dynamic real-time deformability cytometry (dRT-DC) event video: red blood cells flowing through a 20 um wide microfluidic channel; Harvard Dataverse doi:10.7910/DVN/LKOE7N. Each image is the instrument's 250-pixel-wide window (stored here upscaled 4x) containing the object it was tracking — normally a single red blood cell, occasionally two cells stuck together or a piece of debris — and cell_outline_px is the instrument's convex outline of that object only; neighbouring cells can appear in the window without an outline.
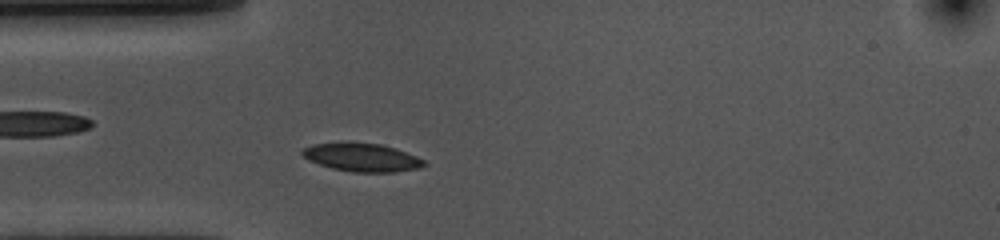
{"species": "common noctule bat (a hibernating species)", "species_latin": "Nyctalus noctula", "temperature_condition": "cold", "stored_images_in_passage": 44, "camera_frame_rate_fps": 3000, "um_per_image_px": 0.085, "animal": {"sex": "female", "body_mass_g": 10.0, "forearm_length_mm": 53.1}, "frame": {"image": 1, "passage_image": 7, "time_ms": 2.0, "image_size_px": [1000, 240], "cell_outline_px": [[428, 164], [420, 168], [392, 172], [352, 172], [332, 168], [308, 160], [300, 152], [304, 148], [312, 144], [344, 140], [348, 140], [380, 144], [396, 148], [416, 156], [424, 160]], "centroid_in_image_um": [30.74, 13.34], "position_along_channel_um": 54.3, "area_um2": 20.58}}
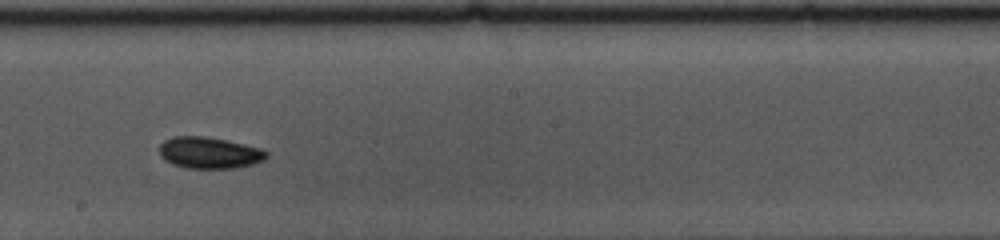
{"frame": {"image": 2, "passage_image": 22, "time_ms": 7.0, "image_size_px": [1000, 240], "cell_outline_px": [[268, 156], [264, 160], [252, 164], [232, 168], [188, 168], [172, 164], [164, 160], [160, 156], [160, 144], [164, 140], [172, 136], [204, 136], [264, 148], [268, 152]], "centroid_in_image_um": [17.79, 12.98], "position_along_channel_um": 230.4, "area_um2": 19.71}}
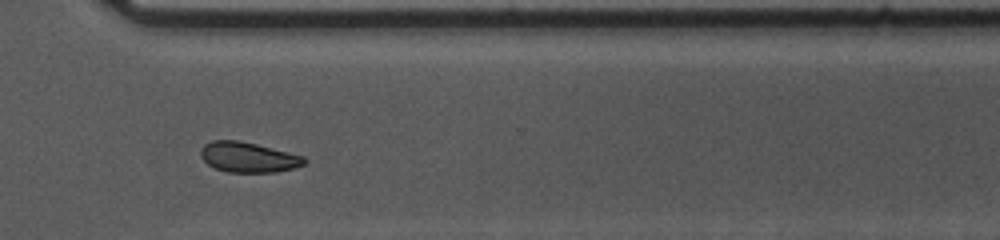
{"frame": {"image": 3, "passage_image": 32, "time_ms": 10.333, "image_size_px": [1000, 240], "cell_outline_px": [[308, 160], [304, 164], [296, 168], [276, 172], [228, 172], [216, 168], [208, 164], [200, 156], [200, 152], [204, 144], [212, 140], [240, 140], [304, 156]], "centroid_in_image_um": [21.12, 13.36], "position_along_channel_um": 349.5, "area_um2": 18.26}, "authors_computed_cell_mechanics": {"area_um2": 19.4208, "velocity_mm_per_s": 3.5761, "shape_relaxation_time_tau1_ms": 2.8787, "shape_relaxation_time_tau2_ms": 3.5263, "deformation_change_tau1": 0.0698, "deformation_change_tau2": 0.0499}}